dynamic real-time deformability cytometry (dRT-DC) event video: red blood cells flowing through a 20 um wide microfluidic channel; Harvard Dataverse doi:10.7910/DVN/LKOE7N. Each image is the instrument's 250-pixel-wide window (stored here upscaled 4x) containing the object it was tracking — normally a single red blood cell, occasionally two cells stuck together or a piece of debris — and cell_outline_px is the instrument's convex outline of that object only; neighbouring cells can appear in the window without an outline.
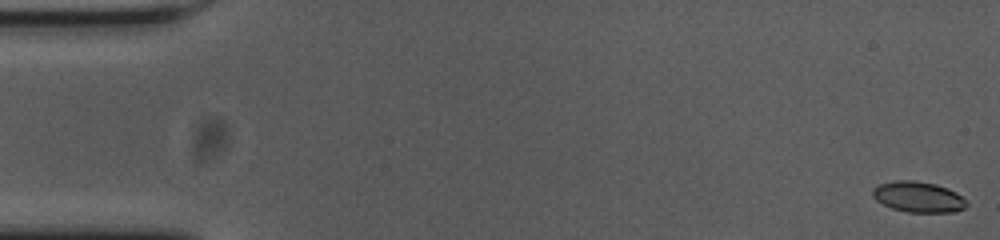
{"species": "common noctule bat (a hibernating species)", "species_latin": "Nyctalus noctula", "temperature_condition": "cold", "stored_images_in_passage": 11, "camera_frame_rate_fps": 3000, "um_per_image_px": 0.085, "animal": {"sex": "female", "body_mass_g": 23.0, "forearm_length_mm": 53.4}, "frame": {"image": 1, "passage_image": 1, "time_ms": 0.0, "image_size_px": [1000, 240], "cell_outline_px": [[968, 204], [964, 208], [956, 212], [908, 212], [892, 208], [876, 200], [872, 196], [872, 192], [880, 184], [892, 180], [912, 180], [936, 184], [956, 192]], "centroid_in_image_um": [78.05, 16.74], "position_along_channel_um": 6.9, "area_um2": 16.65}}